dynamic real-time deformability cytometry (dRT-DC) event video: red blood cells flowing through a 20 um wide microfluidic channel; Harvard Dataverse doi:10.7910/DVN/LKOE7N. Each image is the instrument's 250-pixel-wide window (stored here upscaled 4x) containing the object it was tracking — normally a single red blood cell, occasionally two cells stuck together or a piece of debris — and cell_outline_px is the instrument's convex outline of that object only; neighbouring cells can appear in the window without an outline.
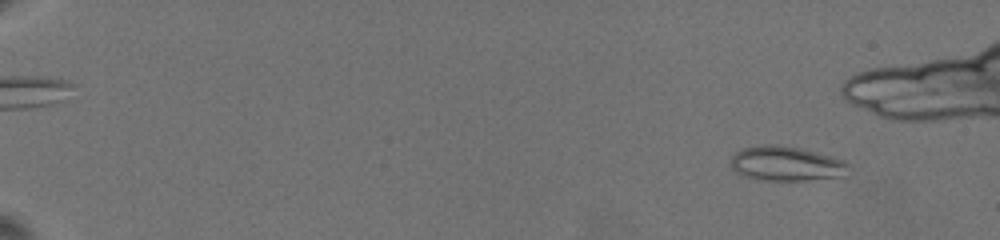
{"species": "common noctule bat (a hibernating species)", "species_latin": "Nyctalus noctula", "temperature_condition": "warm", "stored_images_in_passage": 37, "camera_frame_rate_fps": 3000, "um_per_image_px": 0.085, "animal": {"sex": "female", "body_mass_g": 19.5, "forearm_length_mm": 54.1}, "frame": {"image": 1, "passage_image": 4, "time_ms": 1.667, "image_size_px": [1000, 240], "cell_outline_px": [[848, 164], [840, 176], [808, 180], [756, 180], [744, 176], [736, 172], [732, 168], [732, 156], [736, 152], [744, 148], [764, 144], [780, 144], [800, 148], [832, 156], [844, 160]], "centroid_in_image_um": [66.77, 13.9], "position_along_channel_um": 18.2, "area_um2": 23.52}}
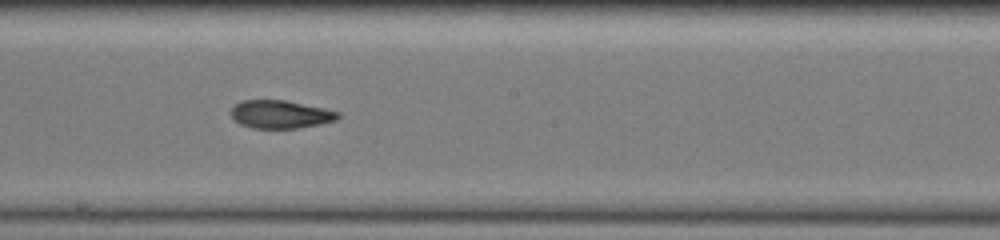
{"frame": {"image": 2, "passage_image": 26, "time_ms": 12.667, "image_size_px": [1000, 240], "cell_outline_px": [[340, 116], [336, 120], [320, 124], [296, 128], [252, 128], [240, 124], [232, 116], [232, 108], [240, 100], [284, 100], [324, 108], [340, 112]], "centroid_in_image_um": [23.85, 9.71], "position_along_channel_um": 224.3, "area_um2": 17.34}}
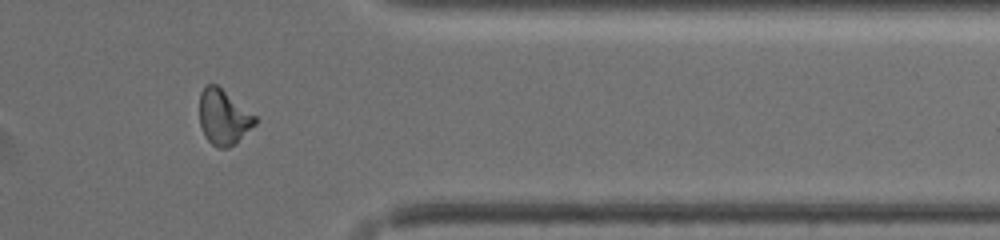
{"frame": {"image": 3, "passage_image": 35, "time_ms": 17.667, "image_size_px": [1000, 240], "cell_outline_px": [[256, 124], [236, 144], [228, 148], [216, 148], [204, 136], [200, 124], [200, 92], [208, 84], [216, 84], [256, 116]], "centroid_in_image_um": [19.0, 9.99], "position_along_channel_um": 392.4, "area_um2": 17.86}}